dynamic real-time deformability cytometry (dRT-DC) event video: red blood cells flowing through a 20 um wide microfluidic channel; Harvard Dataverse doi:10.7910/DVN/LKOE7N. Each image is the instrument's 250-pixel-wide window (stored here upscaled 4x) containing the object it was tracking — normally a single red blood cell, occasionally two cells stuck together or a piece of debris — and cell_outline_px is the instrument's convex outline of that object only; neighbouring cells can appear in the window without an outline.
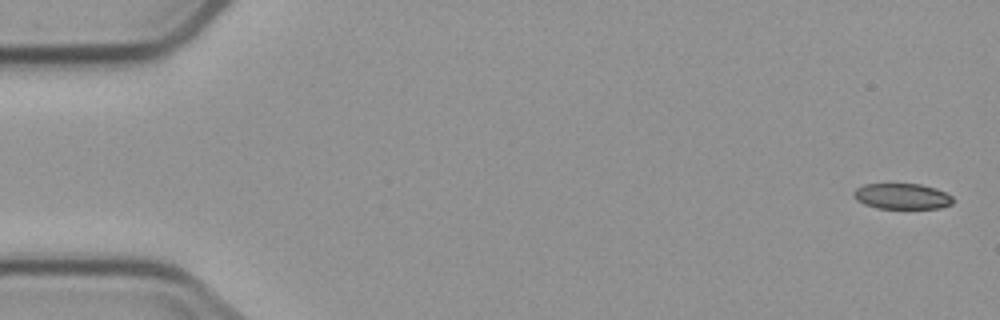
{"species": "common noctule bat (a hibernating species)", "species_latin": "Nyctalus noctula", "temperature_condition": "cold", "stored_images_in_passage": 4, "camera_frame_rate_fps": 3000, "um_per_image_px": 0.085, "animal": {"sex": "male", "body_mass_g": 23.1, "forearm_length_mm": 52.7}, "frame": {"image": 1, "passage_image": 1, "time_ms": 0.0, "image_size_px": [1000, 320], "cell_outline_px": [[952, 204], [940, 208], [876, 208], [864, 204], [856, 200], [852, 196], [852, 192], [856, 188], [864, 184], [920, 184], [936, 188], [952, 196]], "centroid_in_image_um": [76.63, 16.68], "position_along_channel_um": 8.4, "area_um2": 14.91}}